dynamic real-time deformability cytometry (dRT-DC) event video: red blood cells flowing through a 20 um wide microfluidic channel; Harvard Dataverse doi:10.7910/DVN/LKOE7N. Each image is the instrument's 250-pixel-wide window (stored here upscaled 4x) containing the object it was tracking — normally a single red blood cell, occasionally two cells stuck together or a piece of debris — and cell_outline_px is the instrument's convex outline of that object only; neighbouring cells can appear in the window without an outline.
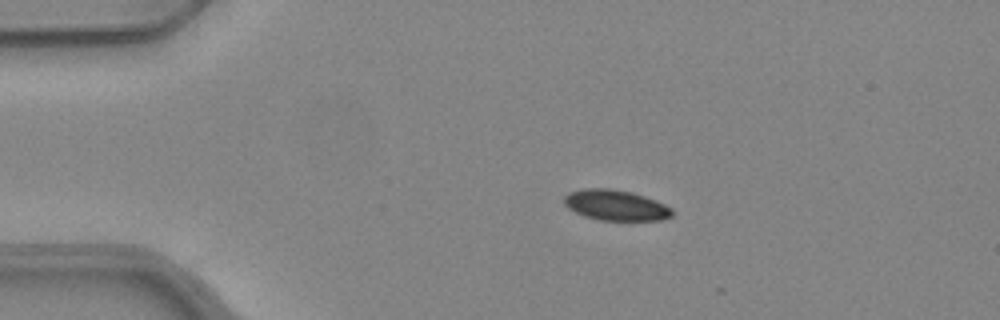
{"species": "common noctule bat (a hibernating species)", "species_latin": "Nyctalus noctula", "temperature_condition": "warm", "stored_images_in_passage": 8, "camera_frame_rate_fps": 3000, "um_per_image_px": 0.085, "animal": {"sex": "female", "body_mass_g": 24.6, "forearm_length_mm": 56.2}, "frame": {"image": 1, "passage_image": 1, "time_ms": 0.0, "image_size_px": [1000, 320], "cell_outline_px": [[672, 216], [660, 220], [600, 220], [584, 216], [568, 208], [564, 204], [564, 196], [568, 192], [584, 188], [612, 188], [632, 192], [656, 200], [672, 208]], "centroid_in_image_um": [52.32, 17.43], "position_along_channel_um": 32.7, "area_um2": 19.31}}
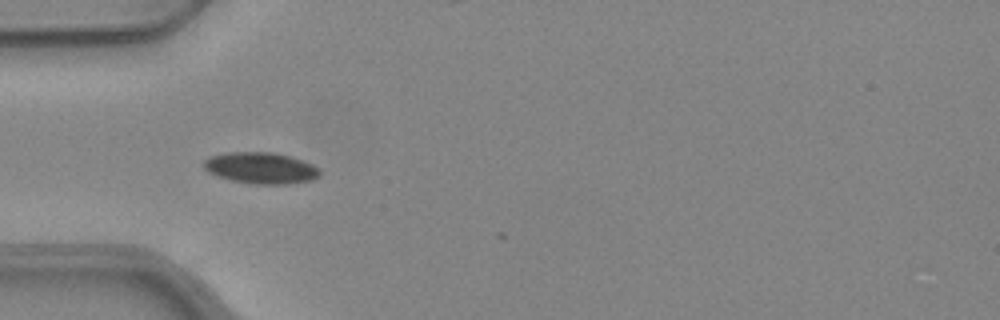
{"frame": {"image": 2, "passage_image": 7, "time_ms": 2.0, "image_size_px": [1000, 320], "cell_outline_px": [[320, 176], [312, 180], [288, 184], [256, 184], [232, 180], [216, 176], [208, 172], [204, 168], [204, 160], [212, 156], [228, 152], [272, 152], [288, 156], [312, 164], [320, 168]], "centroid_in_image_um": [22.18, 14.28], "position_along_channel_um": 62.8, "area_um2": 21.1}}